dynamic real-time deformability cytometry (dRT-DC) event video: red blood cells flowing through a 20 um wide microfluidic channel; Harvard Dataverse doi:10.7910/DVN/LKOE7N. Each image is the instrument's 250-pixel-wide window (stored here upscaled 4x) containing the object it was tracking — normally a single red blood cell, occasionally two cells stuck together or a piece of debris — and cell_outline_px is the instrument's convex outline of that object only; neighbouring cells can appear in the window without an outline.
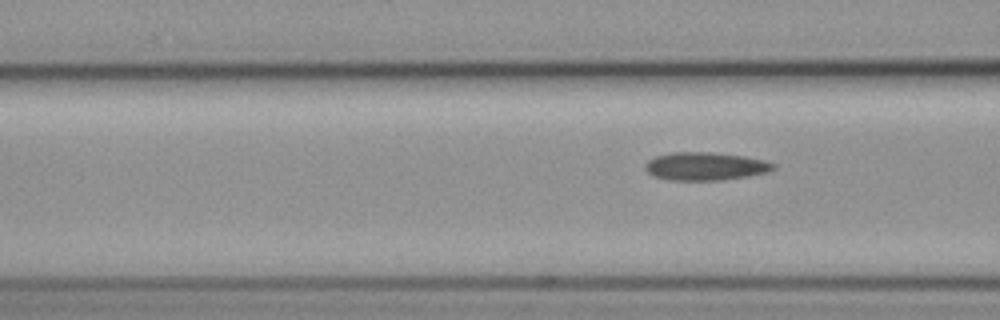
{"species": "common noctule bat (a hibernating species)", "species_latin": "Nyctalus noctula", "temperature_condition": "cold", "stored_images_in_passage": 4, "camera_frame_rate_fps": 3000, "um_per_image_px": 0.085, "animal": {"sex": "female", "body_mass_g": 19.3, "forearm_length_mm": 54.1}, "frame": {"image": 1, "passage_image": 4, "time_ms": 4.333, "image_size_px": [1000, 320], "cell_outline_px": [[776, 168], [768, 172], [748, 176], [724, 180], [668, 180], [656, 176], [648, 172], [644, 168], [644, 164], [648, 160], [656, 156], [672, 152], [712, 152], [744, 156], [764, 160], [776, 164]], "centroid_in_image_um": [59.97, 14.13], "position_along_channel_um": 106.6, "area_um2": 21.04}}